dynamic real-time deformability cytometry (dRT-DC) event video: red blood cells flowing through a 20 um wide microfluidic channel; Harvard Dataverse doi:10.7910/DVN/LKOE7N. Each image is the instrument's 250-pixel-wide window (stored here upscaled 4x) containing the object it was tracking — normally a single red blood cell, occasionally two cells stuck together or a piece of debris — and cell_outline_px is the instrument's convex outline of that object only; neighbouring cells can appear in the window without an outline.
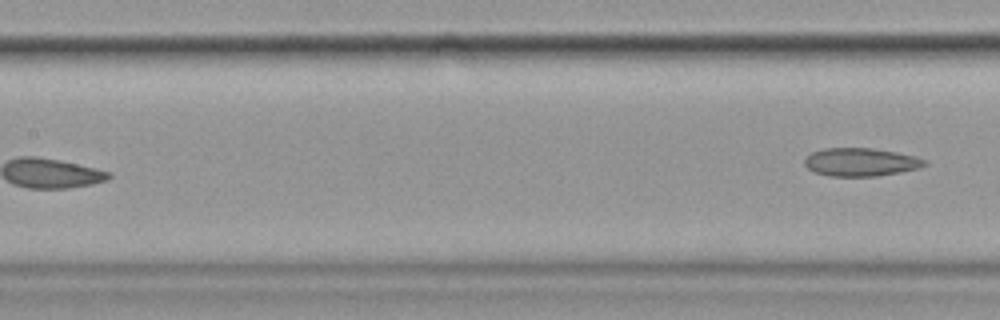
{"species": "common noctule bat (a hibernating species)", "species_latin": "Nyctalus noctula", "temperature_condition": "cold", "stored_images_in_passage": 10, "segment_of_instrument_passage": [2, 2], "camera_frame_rate_fps": 3000, "um_per_image_px": 0.085, "animal": {"sex": "female", "body_mass_g": 19.9}, "frame": {"image": 1, "passage_image": 10, "time_ms": 11.667, "image_size_px": [1000, 320], "cell_outline_px": [[928, 164], [920, 168], [900, 172], [876, 176], [832, 176], [816, 172], [808, 168], [804, 164], [804, 160], [812, 152], [824, 148], [872, 148], [896, 152], [916, 156], [928, 160]], "centroid_in_image_um": [73.21, 13.77], "position_along_channel_um": 134.2, "area_um2": 19.71}}